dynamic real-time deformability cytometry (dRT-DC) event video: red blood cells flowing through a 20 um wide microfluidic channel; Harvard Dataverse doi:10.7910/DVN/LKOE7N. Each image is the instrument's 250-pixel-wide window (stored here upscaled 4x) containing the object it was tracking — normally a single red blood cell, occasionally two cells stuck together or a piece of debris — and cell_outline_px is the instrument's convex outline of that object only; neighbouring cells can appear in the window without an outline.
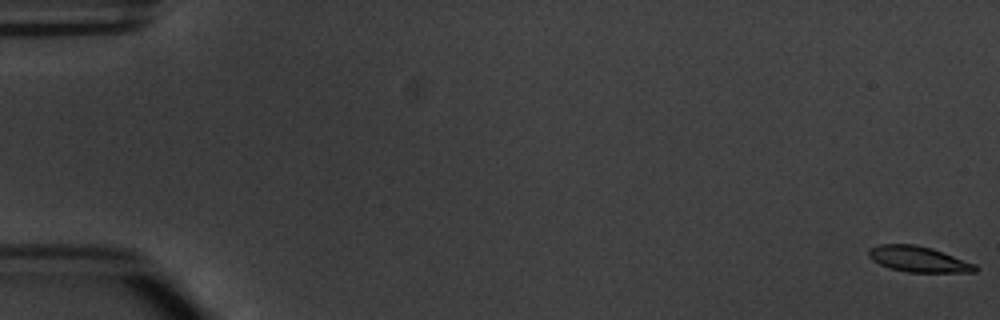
{"species": "common noctule bat (a hibernating species)", "species_latin": "Nyctalus noctula", "temperature_condition": "warm", "stored_images_in_passage": 6, "segment_of_instrument_passage": [2, 2], "camera_frame_rate_fps": 3000, "um_per_image_px": 0.085, "animal": {"sex": "male", "body_mass_g": 20.1, "forearm_length_mm": 53.5}, "frame": {"image": 1, "passage_image": 6, "time_ms": 6.667, "image_size_px": [1000, 320], "cell_outline_px": [[980, 268], [976, 272], [908, 272], [888, 268], [872, 260], [868, 256], [868, 248], [880, 244], [916, 244], [932, 248], [944, 252], [976, 264]], "centroid_in_image_um": [78.08, 22.02], "position_along_channel_um": 6.9, "area_um2": 16.18}}